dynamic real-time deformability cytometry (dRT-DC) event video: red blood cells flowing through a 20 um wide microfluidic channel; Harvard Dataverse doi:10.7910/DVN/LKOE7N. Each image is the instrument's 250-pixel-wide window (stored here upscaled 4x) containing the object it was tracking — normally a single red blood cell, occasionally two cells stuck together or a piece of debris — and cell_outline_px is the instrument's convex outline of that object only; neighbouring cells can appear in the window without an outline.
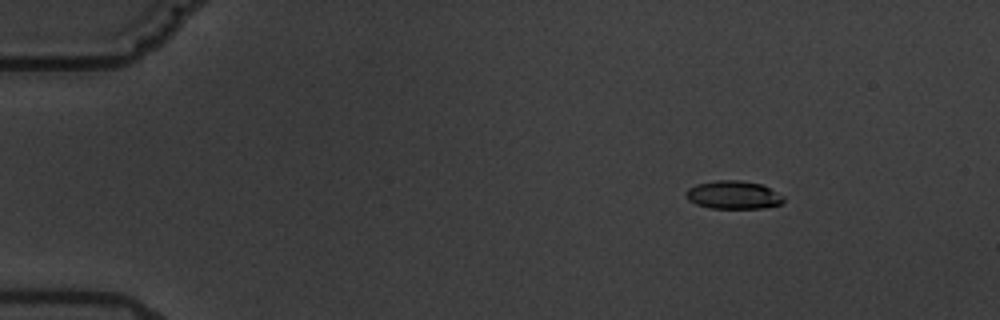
{"species": "common noctule bat (a hibernating species)", "species_latin": "Nyctalus noctula", "temperature_condition": "warm", "stored_images_in_passage": 6, "camera_frame_rate_fps": 3000, "um_per_image_px": 0.085, "animal": {"sex": "male", "body_mass_g": 19.5, "forearm_length_mm": 54.6}, "frame": {"image": 1, "passage_image": 3, "time_ms": 2.333, "image_size_px": [1000, 320], "cell_outline_px": [[784, 200], [780, 204], [764, 208], [712, 208], [696, 204], [688, 200], [684, 192], [688, 188], [696, 184], [716, 180], [740, 180], [760, 184], [784, 196]], "centroid_in_image_um": [62.3, 16.56], "position_along_channel_um": 22.7, "area_um2": 15.95}}
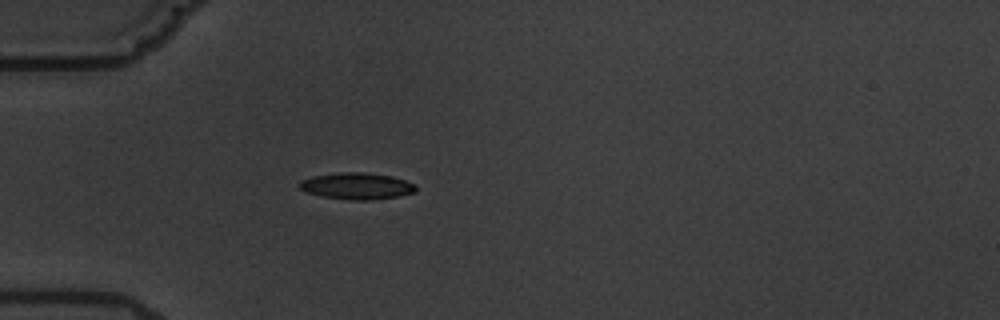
{"frame": {"image": 2, "passage_image": 6, "time_ms": 5.667, "image_size_px": [1000, 320], "cell_outline_px": [[416, 192], [396, 196], [372, 200], [352, 200], [320, 196], [304, 192], [300, 188], [300, 180], [312, 176], [340, 172], [364, 172], [392, 176], [416, 184]], "centroid_in_image_um": [30.31, 15.81], "position_along_channel_um": 54.7, "area_um2": 18.09}}